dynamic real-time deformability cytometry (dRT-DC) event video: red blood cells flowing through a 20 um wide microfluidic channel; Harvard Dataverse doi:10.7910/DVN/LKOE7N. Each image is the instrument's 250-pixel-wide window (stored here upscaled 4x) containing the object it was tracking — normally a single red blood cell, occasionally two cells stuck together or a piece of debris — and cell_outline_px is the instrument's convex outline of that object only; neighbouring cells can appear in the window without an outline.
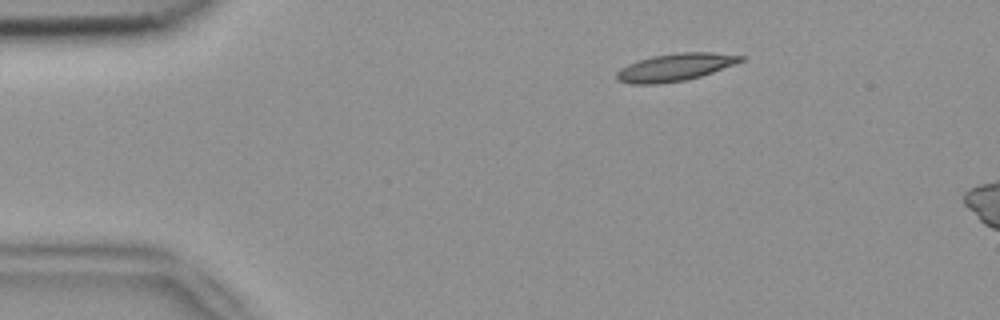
{"species": "common noctule bat (a hibernating species)", "species_latin": "Nyctalus noctula", "temperature_condition": "room temperature", "stored_images_in_passage": 6, "camera_frame_rate_fps": 3000, "um_per_image_px": 0.085, "animal": {"sex": "female", "body_mass_g": 18.4}, "frame": {"image": 1, "passage_image": 1, "time_ms": 0.0, "image_size_px": [1000, 320], "cell_outline_px": [[744, 60], [736, 64], [700, 76], [684, 80], [660, 84], [632, 84], [616, 80], [616, 72], [620, 68], [628, 64], [652, 56], [676, 52], [712, 52], [744, 56]], "centroid_in_image_um": [57.37, 5.71], "position_along_channel_um": 27.6, "area_um2": 19.88}}